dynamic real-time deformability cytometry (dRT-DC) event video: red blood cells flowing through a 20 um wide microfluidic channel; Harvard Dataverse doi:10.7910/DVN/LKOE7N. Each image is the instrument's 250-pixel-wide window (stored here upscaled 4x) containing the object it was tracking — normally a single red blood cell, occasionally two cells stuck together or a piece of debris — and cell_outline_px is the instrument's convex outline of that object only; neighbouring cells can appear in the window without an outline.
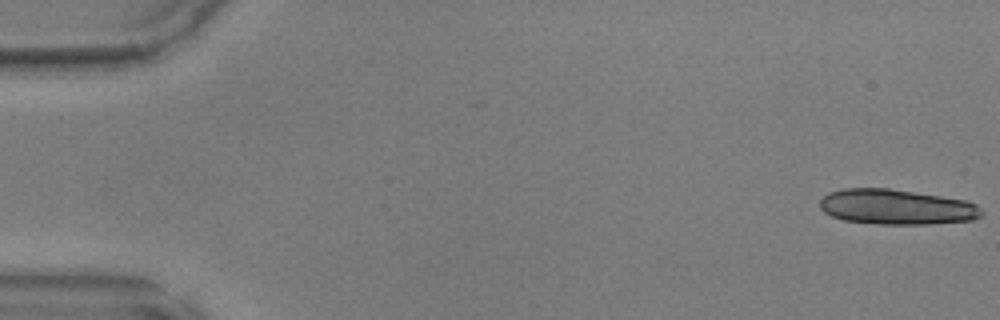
{"species": "common noctule bat (a hibernating species)", "species_latin": "Nyctalus noctula", "temperature_condition": "warm", "stored_images_in_passage": 35, "camera_frame_rate_fps": 3000, "um_per_image_px": 0.085, "animal": {"sex": "male", "body_mass_g": 17.9, "forearm_length_mm": 54.2}, "frame": {"image": 1, "passage_image": 1, "time_ms": 0.0, "image_size_px": [1000, 320], "cell_outline_px": [[984, 212], [980, 216], [972, 220], [928, 224], [880, 224], [844, 220], [832, 216], [824, 212], [820, 208], [820, 200], [828, 192], [844, 188], [888, 188], [968, 200], [976, 204]], "centroid_in_image_um": [76.2, 17.58], "position_along_channel_um": 8.8, "area_um2": 33.23}}
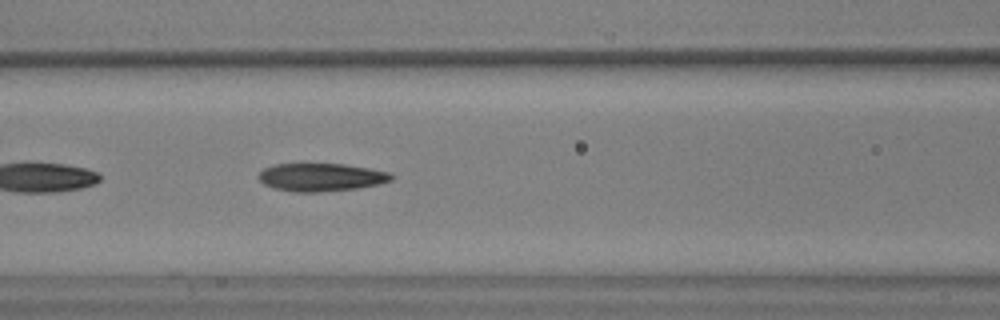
{"frame": {"image": 2, "passage_image": 21, "time_ms": 6.667, "image_size_px": [1000, 320], "cell_outline_px": [[392, 180], [380, 184], [356, 188], [316, 192], [296, 192], [272, 188], [264, 184], [256, 176], [264, 168], [276, 164], [344, 164], [392, 172]], "centroid_in_image_um": [27.28, 15.06], "position_along_channel_um": 139.3, "area_um2": 21.62}}